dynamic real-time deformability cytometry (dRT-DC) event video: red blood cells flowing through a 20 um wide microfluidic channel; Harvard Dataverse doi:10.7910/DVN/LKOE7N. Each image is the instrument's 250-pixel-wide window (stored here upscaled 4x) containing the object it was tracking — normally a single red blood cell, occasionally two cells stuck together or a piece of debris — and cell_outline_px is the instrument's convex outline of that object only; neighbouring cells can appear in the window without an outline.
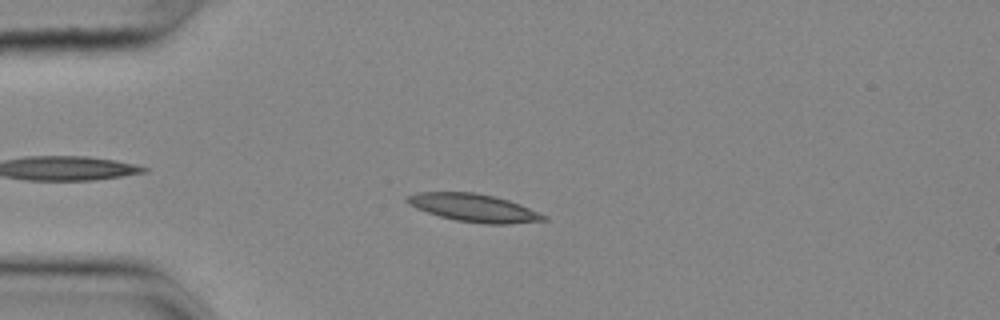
{"species": "common noctule bat (a hibernating species)", "species_latin": "Nyctalus noctula", "temperature_condition": "cold", "stored_images_in_passage": 28, "camera_frame_rate_fps": 3000, "um_per_image_px": 0.085, "animal": {"sex": "female", "body_mass_g": 25.1}, "frame": {"image": 1, "passage_image": 14, "time_ms": 4.333, "image_size_px": [1000, 320], "cell_outline_px": [[548, 220], [508, 224], [484, 224], [456, 220], [440, 216], [416, 208], [408, 204], [404, 200], [404, 196], [416, 192], [476, 192], [508, 200], [520, 204], [548, 216]], "centroid_in_image_um": [40.25, 17.66], "position_along_channel_um": 44.7, "area_um2": 22.25}}
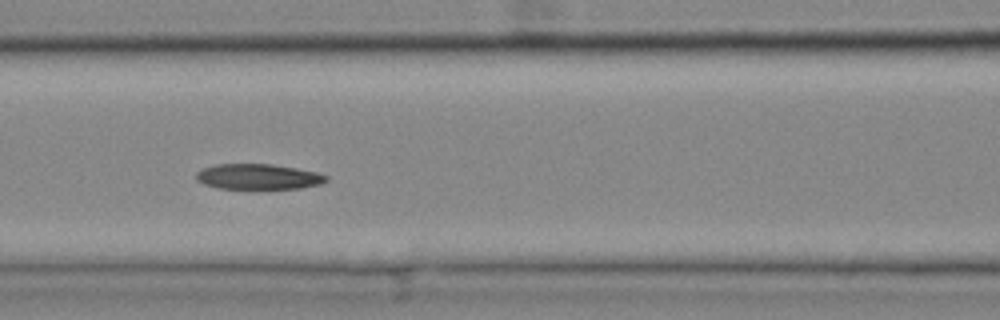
{"frame": {"image": 2, "passage_image": 24, "time_ms": 7.667, "image_size_px": [1000, 320], "cell_outline_px": [[328, 180], [320, 184], [300, 188], [216, 188], [204, 184], [196, 180], [196, 172], [204, 168], [216, 164], [272, 164], [296, 168], [316, 172], [328, 176]], "centroid_in_image_um": [21.94, 15.01], "position_along_channel_um": 144.7, "area_um2": 19.13}}
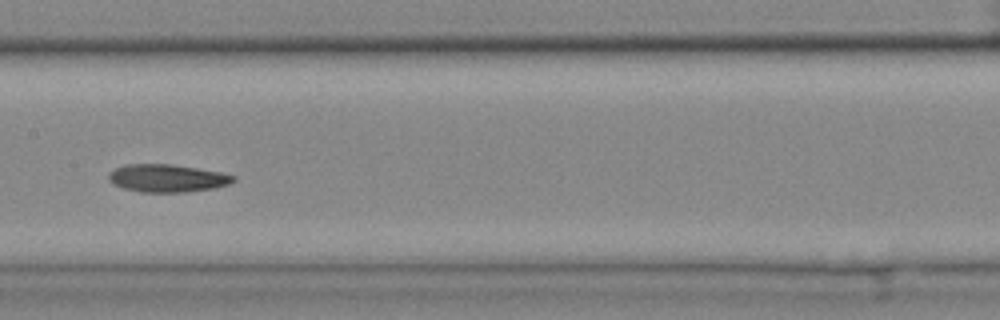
{"frame": {"image": 3, "passage_image": 28, "time_ms": 9.0, "image_size_px": [1000, 320], "cell_outline_px": [[236, 180], [228, 184], [212, 188], [184, 192], [140, 192], [124, 188], [112, 184], [108, 180], [108, 172], [124, 164], [172, 164], [220, 172], [236, 176]], "centroid_in_image_um": [14.17, 15.14], "position_along_channel_um": 193.2, "area_um2": 20.17}}